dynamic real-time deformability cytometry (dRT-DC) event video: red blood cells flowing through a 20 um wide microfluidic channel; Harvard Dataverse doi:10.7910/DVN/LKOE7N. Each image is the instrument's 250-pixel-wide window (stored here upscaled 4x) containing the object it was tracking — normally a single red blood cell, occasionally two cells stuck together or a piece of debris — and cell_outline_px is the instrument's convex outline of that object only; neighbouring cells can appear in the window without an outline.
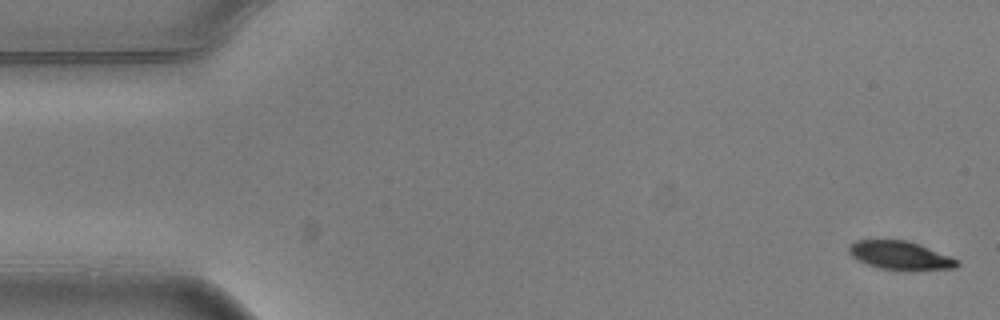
{"species": "common noctule bat (a hibernating species)", "species_latin": "Nyctalus noctula", "temperature_condition": "warm", "stored_images_in_passage": 6, "camera_frame_rate_fps": 3000, "um_per_image_px": 0.085, "animal": {"sex": "male", "body_mass_g": 20.5, "forearm_length_mm": 52.5}, "frame": {"image": 1, "passage_image": 1, "time_ms": 0.0, "image_size_px": [1000, 320], "cell_outline_px": [[960, 264], [956, 268], [880, 268], [868, 264], [852, 256], [848, 252], [848, 248], [856, 240], [908, 240], [920, 244], [960, 260]], "centroid_in_image_um": [76.53, 21.66], "position_along_channel_um": 8.5, "area_um2": 17.22}}
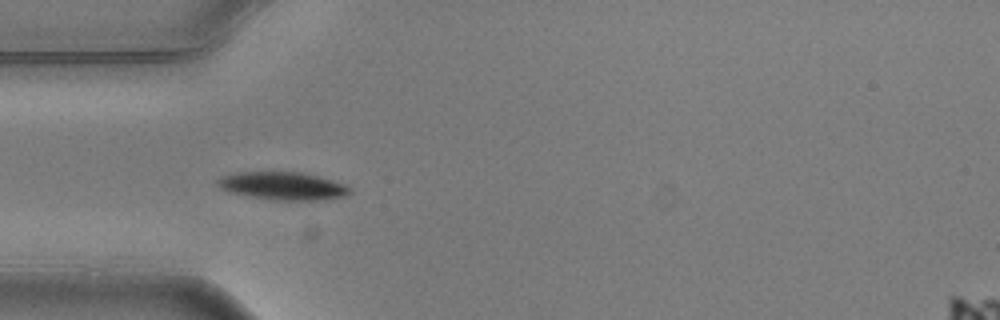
{"frame": {"image": 2, "passage_image": 5, "time_ms": 1.333, "image_size_px": [1000, 320], "cell_outline_px": [[352, 192], [348, 196], [332, 200], [272, 200], [248, 196], [228, 192], [220, 188], [216, 184], [216, 180], [220, 176], [236, 172], [300, 172], [332, 180], [344, 184], [352, 188]], "centroid_in_image_um": [24.06, 15.82], "position_along_channel_um": 60.9, "area_um2": 21.91}}
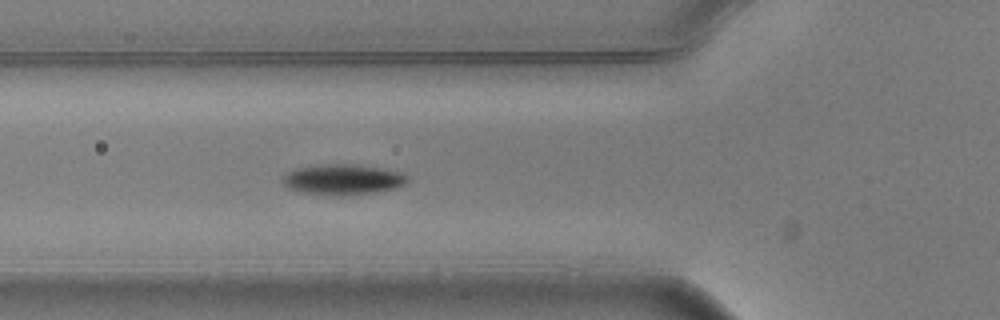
{"frame": {"image": 3, "passage_image": 6, "time_ms": 1.667, "image_size_px": [1000, 320], "cell_outline_px": [[408, 180], [404, 184], [396, 188], [376, 192], [296, 192], [288, 188], [284, 184], [284, 176], [288, 172], [296, 168], [316, 164], [356, 164], [404, 172], [408, 176]], "centroid_in_image_um": [29.18, 15.19], "position_along_channel_um": 96.6, "area_um2": 21.27}}